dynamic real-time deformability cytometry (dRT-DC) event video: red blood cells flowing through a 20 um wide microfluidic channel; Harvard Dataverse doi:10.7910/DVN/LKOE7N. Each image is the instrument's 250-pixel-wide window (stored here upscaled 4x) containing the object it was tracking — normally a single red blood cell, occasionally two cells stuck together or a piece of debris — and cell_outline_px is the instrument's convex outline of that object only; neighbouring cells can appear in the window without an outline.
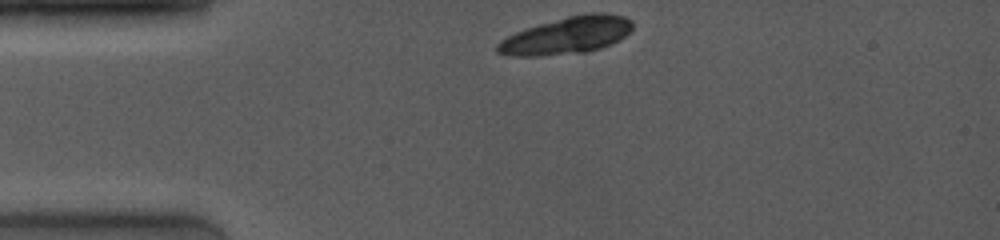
{"species": "common noctule bat (a hibernating species)", "species_latin": "Nyctalus noctula", "temperature_condition": "room temperature", "stored_images_in_passage": 2, "camera_frame_rate_fps": 4000, "um_per_image_px": 0.085, "animal": {"sex": "female", "body_mass_g": 19.0, "forearm_length_mm": 53.3}, "frame": {"image": 1, "passage_image": 1, "time_ms": 0.0, "image_size_px": [1000, 240], "cell_outline_px": [[632, 28], [624, 36], [612, 44], [600, 48], [584, 52], [540, 56], [508, 56], [496, 52], [496, 44], [500, 40], [524, 28], [568, 16], [588, 12], [604, 12], [624, 16], [632, 20]], "centroid_in_image_um": [48.16, 3.01], "position_along_channel_um": 36.8, "area_um2": 29.3}}